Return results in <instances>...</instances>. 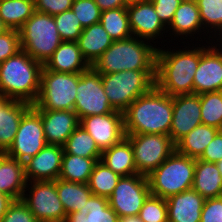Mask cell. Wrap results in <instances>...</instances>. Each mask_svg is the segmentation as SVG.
Instances as JSON below:
<instances>
[{
  "instance_id": "obj_1",
  "label": "cell",
  "mask_w": 222,
  "mask_h": 222,
  "mask_svg": "<svg viewBox=\"0 0 222 222\" xmlns=\"http://www.w3.org/2000/svg\"><path fill=\"white\" fill-rule=\"evenodd\" d=\"M172 116L173 96L154 85L123 112L125 134L169 135Z\"/></svg>"
},
{
  "instance_id": "obj_2",
  "label": "cell",
  "mask_w": 222,
  "mask_h": 222,
  "mask_svg": "<svg viewBox=\"0 0 222 222\" xmlns=\"http://www.w3.org/2000/svg\"><path fill=\"white\" fill-rule=\"evenodd\" d=\"M175 51L158 47L155 86L170 96L192 94L193 80L201 58V46H186L183 50Z\"/></svg>"
},
{
  "instance_id": "obj_3",
  "label": "cell",
  "mask_w": 222,
  "mask_h": 222,
  "mask_svg": "<svg viewBox=\"0 0 222 222\" xmlns=\"http://www.w3.org/2000/svg\"><path fill=\"white\" fill-rule=\"evenodd\" d=\"M42 68L21 49L0 63V95L34 105L40 93Z\"/></svg>"
},
{
  "instance_id": "obj_4",
  "label": "cell",
  "mask_w": 222,
  "mask_h": 222,
  "mask_svg": "<svg viewBox=\"0 0 222 222\" xmlns=\"http://www.w3.org/2000/svg\"><path fill=\"white\" fill-rule=\"evenodd\" d=\"M157 50L137 37L114 41L91 66L100 74L128 70H156Z\"/></svg>"
},
{
  "instance_id": "obj_5",
  "label": "cell",
  "mask_w": 222,
  "mask_h": 222,
  "mask_svg": "<svg viewBox=\"0 0 222 222\" xmlns=\"http://www.w3.org/2000/svg\"><path fill=\"white\" fill-rule=\"evenodd\" d=\"M195 159L176 150L148 176L152 195L168 197L191 189L194 182Z\"/></svg>"
},
{
  "instance_id": "obj_6",
  "label": "cell",
  "mask_w": 222,
  "mask_h": 222,
  "mask_svg": "<svg viewBox=\"0 0 222 222\" xmlns=\"http://www.w3.org/2000/svg\"><path fill=\"white\" fill-rule=\"evenodd\" d=\"M156 70H128L101 74L102 84L112 108L124 112L130 104L155 85Z\"/></svg>"
},
{
  "instance_id": "obj_7",
  "label": "cell",
  "mask_w": 222,
  "mask_h": 222,
  "mask_svg": "<svg viewBox=\"0 0 222 222\" xmlns=\"http://www.w3.org/2000/svg\"><path fill=\"white\" fill-rule=\"evenodd\" d=\"M21 49L44 65L61 44L53 16L35 11L18 30Z\"/></svg>"
},
{
  "instance_id": "obj_8",
  "label": "cell",
  "mask_w": 222,
  "mask_h": 222,
  "mask_svg": "<svg viewBox=\"0 0 222 222\" xmlns=\"http://www.w3.org/2000/svg\"><path fill=\"white\" fill-rule=\"evenodd\" d=\"M80 73L41 71L40 93L35 110H74Z\"/></svg>"
},
{
  "instance_id": "obj_9",
  "label": "cell",
  "mask_w": 222,
  "mask_h": 222,
  "mask_svg": "<svg viewBox=\"0 0 222 222\" xmlns=\"http://www.w3.org/2000/svg\"><path fill=\"white\" fill-rule=\"evenodd\" d=\"M130 141L138 174L148 176L174 151L175 144L169 135L126 134Z\"/></svg>"
},
{
  "instance_id": "obj_10",
  "label": "cell",
  "mask_w": 222,
  "mask_h": 222,
  "mask_svg": "<svg viewBox=\"0 0 222 222\" xmlns=\"http://www.w3.org/2000/svg\"><path fill=\"white\" fill-rule=\"evenodd\" d=\"M21 200L38 222H64L66 219L67 214L56 189V180L27 182Z\"/></svg>"
},
{
  "instance_id": "obj_11",
  "label": "cell",
  "mask_w": 222,
  "mask_h": 222,
  "mask_svg": "<svg viewBox=\"0 0 222 222\" xmlns=\"http://www.w3.org/2000/svg\"><path fill=\"white\" fill-rule=\"evenodd\" d=\"M76 94L74 111L77 113L79 120L84 117L115 111L105 94L101 74L92 67L80 73Z\"/></svg>"
},
{
  "instance_id": "obj_12",
  "label": "cell",
  "mask_w": 222,
  "mask_h": 222,
  "mask_svg": "<svg viewBox=\"0 0 222 222\" xmlns=\"http://www.w3.org/2000/svg\"><path fill=\"white\" fill-rule=\"evenodd\" d=\"M46 145L41 115L31 107L22 116L13 144L6 154L24 163Z\"/></svg>"
},
{
  "instance_id": "obj_13",
  "label": "cell",
  "mask_w": 222,
  "mask_h": 222,
  "mask_svg": "<svg viewBox=\"0 0 222 222\" xmlns=\"http://www.w3.org/2000/svg\"><path fill=\"white\" fill-rule=\"evenodd\" d=\"M151 194L147 176H122L108 198L109 206L119 217L139 215L145 200Z\"/></svg>"
},
{
  "instance_id": "obj_14",
  "label": "cell",
  "mask_w": 222,
  "mask_h": 222,
  "mask_svg": "<svg viewBox=\"0 0 222 222\" xmlns=\"http://www.w3.org/2000/svg\"><path fill=\"white\" fill-rule=\"evenodd\" d=\"M210 41L206 40L208 46L201 47V58L193 80L194 94L222 91V49Z\"/></svg>"
},
{
  "instance_id": "obj_15",
  "label": "cell",
  "mask_w": 222,
  "mask_h": 222,
  "mask_svg": "<svg viewBox=\"0 0 222 222\" xmlns=\"http://www.w3.org/2000/svg\"><path fill=\"white\" fill-rule=\"evenodd\" d=\"M80 125L101 151L118 144L126 137L123 113L116 110L108 114L84 117L80 120Z\"/></svg>"
},
{
  "instance_id": "obj_16",
  "label": "cell",
  "mask_w": 222,
  "mask_h": 222,
  "mask_svg": "<svg viewBox=\"0 0 222 222\" xmlns=\"http://www.w3.org/2000/svg\"><path fill=\"white\" fill-rule=\"evenodd\" d=\"M201 123V104L198 94L173 96V116L169 136L174 144Z\"/></svg>"
},
{
  "instance_id": "obj_17",
  "label": "cell",
  "mask_w": 222,
  "mask_h": 222,
  "mask_svg": "<svg viewBox=\"0 0 222 222\" xmlns=\"http://www.w3.org/2000/svg\"><path fill=\"white\" fill-rule=\"evenodd\" d=\"M126 10L132 36L156 43L154 42L155 39L162 37L164 39L163 33H168L167 28L160 21L151 0L127 6Z\"/></svg>"
},
{
  "instance_id": "obj_18",
  "label": "cell",
  "mask_w": 222,
  "mask_h": 222,
  "mask_svg": "<svg viewBox=\"0 0 222 222\" xmlns=\"http://www.w3.org/2000/svg\"><path fill=\"white\" fill-rule=\"evenodd\" d=\"M64 148L47 144L39 153L24 162L27 182L55 181L61 172Z\"/></svg>"
},
{
  "instance_id": "obj_19",
  "label": "cell",
  "mask_w": 222,
  "mask_h": 222,
  "mask_svg": "<svg viewBox=\"0 0 222 222\" xmlns=\"http://www.w3.org/2000/svg\"><path fill=\"white\" fill-rule=\"evenodd\" d=\"M42 119L47 144L63 146L67 138L80 125L74 110H36Z\"/></svg>"
},
{
  "instance_id": "obj_20",
  "label": "cell",
  "mask_w": 222,
  "mask_h": 222,
  "mask_svg": "<svg viewBox=\"0 0 222 222\" xmlns=\"http://www.w3.org/2000/svg\"><path fill=\"white\" fill-rule=\"evenodd\" d=\"M32 107L29 103L0 95V153L13 144L22 116Z\"/></svg>"
},
{
  "instance_id": "obj_21",
  "label": "cell",
  "mask_w": 222,
  "mask_h": 222,
  "mask_svg": "<svg viewBox=\"0 0 222 222\" xmlns=\"http://www.w3.org/2000/svg\"><path fill=\"white\" fill-rule=\"evenodd\" d=\"M205 200L193 188L168 197V222H200Z\"/></svg>"
},
{
  "instance_id": "obj_22",
  "label": "cell",
  "mask_w": 222,
  "mask_h": 222,
  "mask_svg": "<svg viewBox=\"0 0 222 222\" xmlns=\"http://www.w3.org/2000/svg\"><path fill=\"white\" fill-rule=\"evenodd\" d=\"M43 67L56 72L83 73L91 66L84 59L77 42L62 41Z\"/></svg>"
},
{
  "instance_id": "obj_23",
  "label": "cell",
  "mask_w": 222,
  "mask_h": 222,
  "mask_svg": "<svg viewBox=\"0 0 222 222\" xmlns=\"http://www.w3.org/2000/svg\"><path fill=\"white\" fill-rule=\"evenodd\" d=\"M26 185L24 163L0 153V192L13 200H21Z\"/></svg>"
},
{
  "instance_id": "obj_24",
  "label": "cell",
  "mask_w": 222,
  "mask_h": 222,
  "mask_svg": "<svg viewBox=\"0 0 222 222\" xmlns=\"http://www.w3.org/2000/svg\"><path fill=\"white\" fill-rule=\"evenodd\" d=\"M168 31L170 33L173 32L170 36L174 34L175 37L178 38L180 36L183 40H187L188 36L194 40V34L202 35L201 33L204 30L195 0H183L181 2L175 11L172 22L167 28V32Z\"/></svg>"
},
{
  "instance_id": "obj_25",
  "label": "cell",
  "mask_w": 222,
  "mask_h": 222,
  "mask_svg": "<svg viewBox=\"0 0 222 222\" xmlns=\"http://www.w3.org/2000/svg\"><path fill=\"white\" fill-rule=\"evenodd\" d=\"M84 59L92 66L114 42L101 23L83 29L76 41Z\"/></svg>"
},
{
  "instance_id": "obj_26",
  "label": "cell",
  "mask_w": 222,
  "mask_h": 222,
  "mask_svg": "<svg viewBox=\"0 0 222 222\" xmlns=\"http://www.w3.org/2000/svg\"><path fill=\"white\" fill-rule=\"evenodd\" d=\"M192 188L205 199L222 197V177L216 163L195 159Z\"/></svg>"
},
{
  "instance_id": "obj_27",
  "label": "cell",
  "mask_w": 222,
  "mask_h": 222,
  "mask_svg": "<svg viewBox=\"0 0 222 222\" xmlns=\"http://www.w3.org/2000/svg\"><path fill=\"white\" fill-rule=\"evenodd\" d=\"M100 161L121 177L138 174L133 149L126 137L118 144L103 150Z\"/></svg>"
},
{
  "instance_id": "obj_28",
  "label": "cell",
  "mask_w": 222,
  "mask_h": 222,
  "mask_svg": "<svg viewBox=\"0 0 222 222\" xmlns=\"http://www.w3.org/2000/svg\"><path fill=\"white\" fill-rule=\"evenodd\" d=\"M64 222H119V216L109 206L108 198L92 194L85 206L66 215Z\"/></svg>"
},
{
  "instance_id": "obj_29",
  "label": "cell",
  "mask_w": 222,
  "mask_h": 222,
  "mask_svg": "<svg viewBox=\"0 0 222 222\" xmlns=\"http://www.w3.org/2000/svg\"><path fill=\"white\" fill-rule=\"evenodd\" d=\"M219 129L200 124L175 144V150L193 159H199Z\"/></svg>"
},
{
  "instance_id": "obj_30",
  "label": "cell",
  "mask_w": 222,
  "mask_h": 222,
  "mask_svg": "<svg viewBox=\"0 0 222 222\" xmlns=\"http://www.w3.org/2000/svg\"><path fill=\"white\" fill-rule=\"evenodd\" d=\"M100 160L101 158L63 154L59 178L68 182L88 184L94 166Z\"/></svg>"
},
{
  "instance_id": "obj_31",
  "label": "cell",
  "mask_w": 222,
  "mask_h": 222,
  "mask_svg": "<svg viewBox=\"0 0 222 222\" xmlns=\"http://www.w3.org/2000/svg\"><path fill=\"white\" fill-rule=\"evenodd\" d=\"M56 189L67 215L82 209L92 195L88 184L68 182L60 178L56 180Z\"/></svg>"
},
{
  "instance_id": "obj_32",
  "label": "cell",
  "mask_w": 222,
  "mask_h": 222,
  "mask_svg": "<svg viewBox=\"0 0 222 222\" xmlns=\"http://www.w3.org/2000/svg\"><path fill=\"white\" fill-rule=\"evenodd\" d=\"M34 12V0H0V18L8 29L19 30Z\"/></svg>"
},
{
  "instance_id": "obj_33",
  "label": "cell",
  "mask_w": 222,
  "mask_h": 222,
  "mask_svg": "<svg viewBox=\"0 0 222 222\" xmlns=\"http://www.w3.org/2000/svg\"><path fill=\"white\" fill-rule=\"evenodd\" d=\"M100 23L113 41L132 37L126 7L102 11Z\"/></svg>"
},
{
  "instance_id": "obj_34",
  "label": "cell",
  "mask_w": 222,
  "mask_h": 222,
  "mask_svg": "<svg viewBox=\"0 0 222 222\" xmlns=\"http://www.w3.org/2000/svg\"><path fill=\"white\" fill-rule=\"evenodd\" d=\"M63 154H73L85 158H101L102 151L89 133L79 125L63 145Z\"/></svg>"
},
{
  "instance_id": "obj_35",
  "label": "cell",
  "mask_w": 222,
  "mask_h": 222,
  "mask_svg": "<svg viewBox=\"0 0 222 222\" xmlns=\"http://www.w3.org/2000/svg\"><path fill=\"white\" fill-rule=\"evenodd\" d=\"M195 1L197 3L203 25L204 32L202 34H206L207 38L209 37L208 40L212 38V40L215 41L214 37L216 38L222 32V0ZM208 33L209 36L207 35Z\"/></svg>"
},
{
  "instance_id": "obj_36",
  "label": "cell",
  "mask_w": 222,
  "mask_h": 222,
  "mask_svg": "<svg viewBox=\"0 0 222 222\" xmlns=\"http://www.w3.org/2000/svg\"><path fill=\"white\" fill-rule=\"evenodd\" d=\"M121 176L114 173L103 162L98 161L90 175L89 189L93 195L109 198Z\"/></svg>"
},
{
  "instance_id": "obj_37",
  "label": "cell",
  "mask_w": 222,
  "mask_h": 222,
  "mask_svg": "<svg viewBox=\"0 0 222 222\" xmlns=\"http://www.w3.org/2000/svg\"><path fill=\"white\" fill-rule=\"evenodd\" d=\"M202 124L222 127V91L200 94Z\"/></svg>"
},
{
  "instance_id": "obj_38",
  "label": "cell",
  "mask_w": 222,
  "mask_h": 222,
  "mask_svg": "<svg viewBox=\"0 0 222 222\" xmlns=\"http://www.w3.org/2000/svg\"><path fill=\"white\" fill-rule=\"evenodd\" d=\"M53 18L62 41L78 40L84 28L72 9L57 14Z\"/></svg>"
},
{
  "instance_id": "obj_39",
  "label": "cell",
  "mask_w": 222,
  "mask_h": 222,
  "mask_svg": "<svg viewBox=\"0 0 222 222\" xmlns=\"http://www.w3.org/2000/svg\"><path fill=\"white\" fill-rule=\"evenodd\" d=\"M143 222H168L166 199L150 194L139 212Z\"/></svg>"
},
{
  "instance_id": "obj_40",
  "label": "cell",
  "mask_w": 222,
  "mask_h": 222,
  "mask_svg": "<svg viewBox=\"0 0 222 222\" xmlns=\"http://www.w3.org/2000/svg\"><path fill=\"white\" fill-rule=\"evenodd\" d=\"M83 28L100 23L101 10L95 0H74L71 8Z\"/></svg>"
},
{
  "instance_id": "obj_41",
  "label": "cell",
  "mask_w": 222,
  "mask_h": 222,
  "mask_svg": "<svg viewBox=\"0 0 222 222\" xmlns=\"http://www.w3.org/2000/svg\"><path fill=\"white\" fill-rule=\"evenodd\" d=\"M21 50L19 31L8 29L0 34V63Z\"/></svg>"
},
{
  "instance_id": "obj_42",
  "label": "cell",
  "mask_w": 222,
  "mask_h": 222,
  "mask_svg": "<svg viewBox=\"0 0 222 222\" xmlns=\"http://www.w3.org/2000/svg\"><path fill=\"white\" fill-rule=\"evenodd\" d=\"M0 222H38V220L22 200H14Z\"/></svg>"
},
{
  "instance_id": "obj_43",
  "label": "cell",
  "mask_w": 222,
  "mask_h": 222,
  "mask_svg": "<svg viewBox=\"0 0 222 222\" xmlns=\"http://www.w3.org/2000/svg\"><path fill=\"white\" fill-rule=\"evenodd\" d=\"M151 1L153 3L154 9L160 21L166 28H168L173 20L176 9L183 0H151Z\"/></svg>"
},
{
  "instance_id": "obj_44",
  "label": "cell",
  "mask_w": 222,
  "mask_h": 222,
  "mask_svg": "<svg viewBox=\"0 0 222 222\" xmlns=\"http://www.w3.org/2000/svg\"><path fill=\"white\" fill-rule=\"evenodd\" d=\"M74 0H34L35 11L55 16L71 10Z\"/></svg>"
},
{
  "instance_id": "obj_45",
  "label": "cell",
  "mask_w": 222,
  "mask_h": 222,
  "mask_svg": "<svg viewBox=\"0 0 222 222\" xmlns=\"http://www.w3.org/2000/svg\"><path fill=\"white\" fill-rule=\"evenodd\" d=\"M200 222H222V197L205 200Z\"/></svg>"
},
{
  "instance_id": "obj_46",
  "label": "cell",
  "mask_w": 222,
  "mask_h": 222,
  "mask_svg": "<svg viewBox=\"0 0 222 222\" xmlns=\"http://www.w3.org/2000/svg\"><path fill=\"white\" fill-rule=\"evenodd\" d=\"M199 160L209 163H217L222 160V135L219 132L207 145Z\"/></svg>"
},
{
  "instance_id": "obj_47",
  "label": "cell",
  "mask_w": 222,
  "mask_h": 222,
  "mask_svg": "<svg viewBox=\"0 0 222 222\" xmlns=\"http://www.w3.org/2000/svg\"><path fill=\"white\" fill-rule=\"evenodd\" d=\"M101 11L126 7L123 0H95Z\"/></svg>"
},
{
  "instance_id": "obj_48",
  "label": "cell",
  "mask_w": 222,
  "mask_h": 222,
  "mask_svg": "<svg viewBox=\"0 0 222 222\" xmlns=\"http://www.w3.org/2000/svg\"><path fill=\"white\" fill-rule=\"evenodd\" d=\"M13 201L14 200L11 197L0 192V221H1V218L4 216V214L6 213L8 206Z\"/></svg>"
},
{
  "instance_id": "obj_49",
  "label": "cell",
  "mask_w": 222,
  "mask_h": 222,
  "mask_svg": "<svg viewBox=\"0 0 222 222\" xmlns=\"http://www.w3.org/2000/svg\"><path fill=\"white\" fill-rule=\"evenodd\" d=\"M119 222H143L139 215H129V216H123L119 217Z\"/></svg>"
},
{
  "instance_id": "obj_50",
  "label": "cell",
  "mask_w": 222,
  "mask_h": 222,
  "mask_svg": "<svg viewBox=\"0 0 222 222\" xmlns=\"http://www.w3.org/2000/svg\"><path fill=\"white\" fill-rule=\"evenodd\" d=\"M123 1H124V5L127 7L130 5L138 4V3L146 1V0H123Z\"/></svg>"
},
{
  "instance_id": "obj_51",
  "label": "cell",
  "mask_w": 222,
  "mask_h": 222,
  "mask_svg": "<svg viewBox=\"0 0 222 222\" xmlns=\"http://www.w3.org/2000/svg\"><path fill=\"white\" fill-rule=\"evenodd\" d=\"M8 28L3 24L1 18H0V34L4 33Z\"/></svg>"
},
{
  "instance_id": "obj_52",
  "label": "cell",
  "mask_w": 222,
  "mask_h": 222,
  "mask_svg": "<svg viewBox=\"0 0 222 222\" xmlns=\"http://www.w3.org/2000/svg\"><path fill=\"white\" fill-rule=\"evenodd\" d=\"M218 42H220V44L219 43H217V45L220 47V48H222V32L219 34V36H217L216 38H215Z\"/></svg>"
},
{
  "instance_id": "obj_53",
  "label": "cell",
  "mask_w": 222,
  "mask_h": 222,
  "mask_svg": "<svg viewBox=\"0 0 222 222\" xmlns=\"http://www.w3.org/2000/svg\"><path fill=\"white\" fill-rule=\"evenodd\" d=\"M217 167H218V170L221 174V177H222V160H220L219 162L216 163Z\"/></svg>"
},
{
  "instance_id": "obj_54",
  "label": "cell",
  "mask_w": 222,
  "mask_h": 222,
  "mask_svg": "<svg viewBox=\"0 0 222 222\" xmlns=\"http://www.w3.org/2000/svg\"><path fill=\"white\" fill-rule=\"evenodd\" d=\"M219 133L222 135V127L219 128Z\"/></svg>"
}]
</instances>
